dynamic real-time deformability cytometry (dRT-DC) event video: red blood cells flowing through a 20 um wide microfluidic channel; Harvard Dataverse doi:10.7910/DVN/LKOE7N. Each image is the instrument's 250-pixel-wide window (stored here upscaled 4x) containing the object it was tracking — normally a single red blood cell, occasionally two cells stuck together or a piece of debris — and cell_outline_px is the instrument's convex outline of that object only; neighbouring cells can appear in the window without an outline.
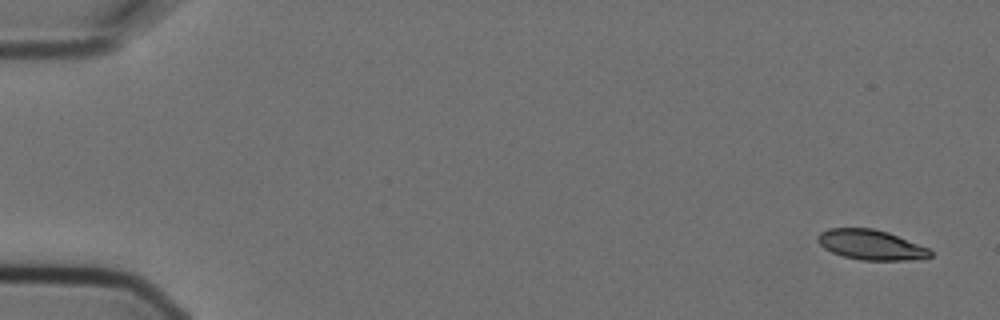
{"species": "Egyptian fruit bat (a non-hibernating species)", "species_latin": "Rousettus aegyptiacus", "temperature_condition": "cold", "stored_images_in_passage": 6, "camera_frame_rate_fps": 3000, "um_per_image_px": 0.085, "animal": {"sex": "female"}, "frame": {"image": 1, "passage_image": 1, "time_ms": 0.0, "image_size_px": [1000, 320], "cell_outline_px": [[932, 256], [904, 260], [860, 260], [844, 256], [832, 252], [824, 248], [820, 244], [816, 236], [820, 232], [828, 228], [872, 228], [888, 232], [928, 248], [932, 252]], "centroid_in_image_um": [73.98, 20.8], "position_along_channel_um": 11.0, "area_um2": 19.48}}
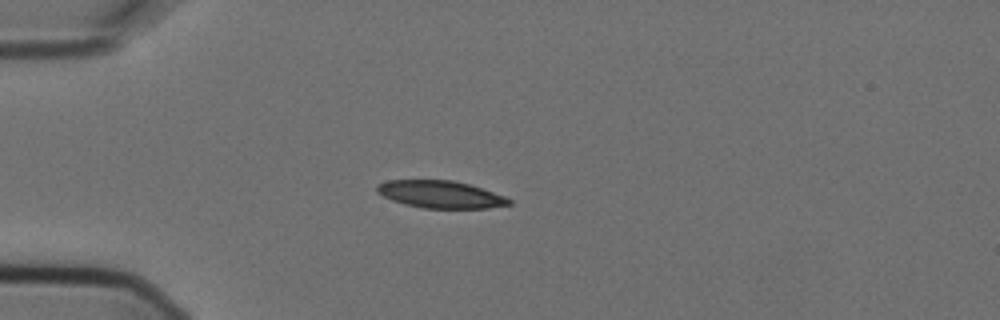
{"frame": {"image": 2, "passage_image": 4, "time_ms": 1.0, "image_size_px": [1000, 320], "cell_outline_px": [[512, 204], [488, 208], [424, 208], [404, 204], [392, 200], [376, 192], [376, 184], [388, 180], [452, 180], [468, 184], [504, 196], [512, 200]], "centroid_in_image_um": [37.41, 16.52], "position_along_channel_um": 47.6, "area_um2": 20.92}}
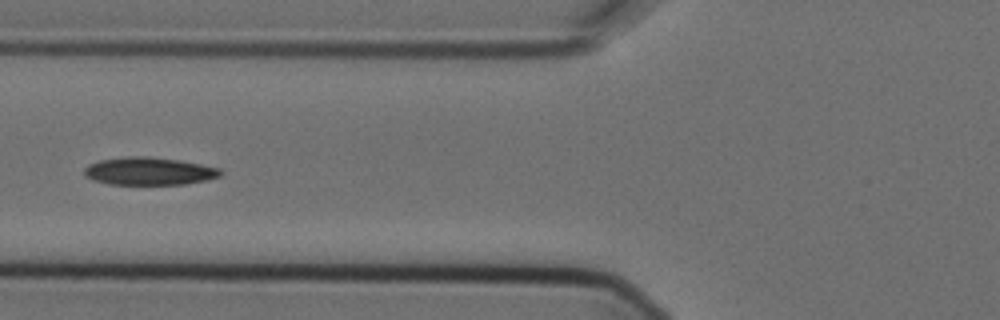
{"frame": {"image": 3, "passage_image": 6, "time_ms": 1.667, "image_size_px": [1000, 320], "cell_outline_px": [[224, 172], [220, 176], [208, 180], [184, 184], [108, 184], [92, 180], [84, 176], [84, 168], [88, 164], [100, 160], [124, 156], [148, 156], [180, 160], [220, 168]], "centroid_in_image_um": [12.66, 14.54], "position_along_channel_um": 113.1, "area_um2": 22.25}}